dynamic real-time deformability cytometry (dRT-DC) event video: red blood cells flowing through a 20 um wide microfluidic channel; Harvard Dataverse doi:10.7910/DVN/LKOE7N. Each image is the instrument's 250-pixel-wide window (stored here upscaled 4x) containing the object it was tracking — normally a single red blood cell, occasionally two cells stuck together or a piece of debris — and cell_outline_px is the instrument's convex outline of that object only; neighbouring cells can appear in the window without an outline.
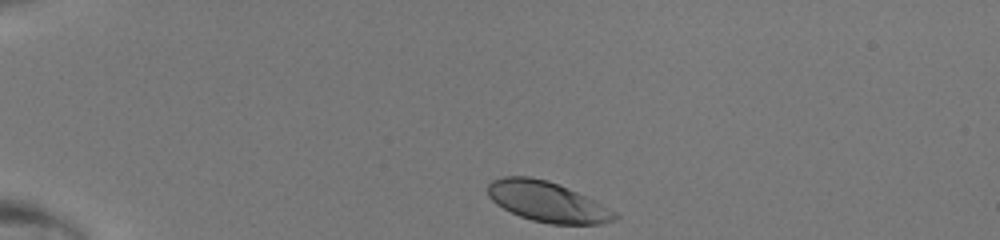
{"species": "human", "species_latin": "Homo sapiens", "temperature_condition": "room temperature", "stored_images_in_passage": 33, "camera_frame_rate_fps": 3000, "um_per_image_px": 0.085, "donor": {"sex": "male"}, "frame": {"image": 1, "passage_image": 1, "time_ms": 0.0, "image_size_px": [1000, 240], "cell_outline_px": [[620, 216], [616, 220], [600, 224], [552, 224], [532, 220], [520, 216], [496, 204], [488, 196], [488, 184], [492, 180], [504, 176], [528, 176], [548, 180], [576, 192], [616, 212]], "centroid_in_image_um": [46.5, 17.15], "position_along_channel_um": 38.5, "area_um2": 29.48}}
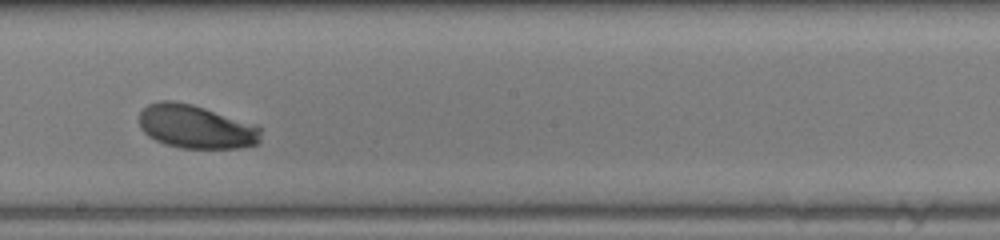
{"frame": {"image": 2, "passage_image": 19, "time_ms": 6.0, "image_size_px": [1000, 240], "cell_outline_px": [[260, 140], [256, 144], [240, 148], [180, 148], [164, 144], [148, 136], [140, 128], [140, 112], [148, 104], [160, 100], [172, 100], [192, 104], [204, 108], [260, 128]], "centroid_in_image_um": [16.57, 10.78], "position_along_channel_um": 231.6, "area_um2": 30.4}}
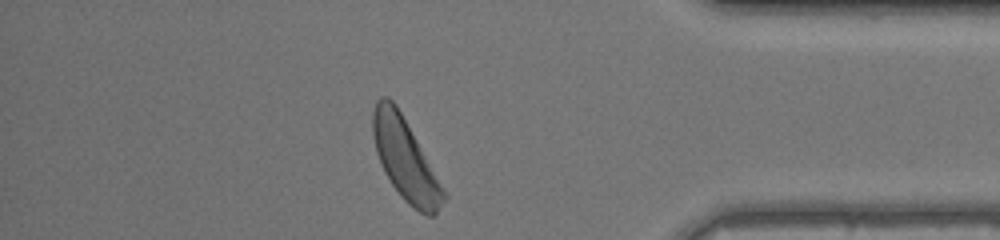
{"frame": {"image": 3, "passage_image": 32, "time_ms": 10.333, "image_size_px": [1000, 240], "cell_outline_px": [[448, 196], [436, 212], [432, 216], [428, 216], [420, 212], [408, 204], [400, 196], [384, 172], [380, 164], [376, 152], [372, 132], [372, 112], [376, 100], [380, 96], [388, 96], [396, 104], [444, 188]], "centroid_in_image_um": [34.43, 13.53], "position_along_channel_um": 400.8, "area_um2": 33.47}}